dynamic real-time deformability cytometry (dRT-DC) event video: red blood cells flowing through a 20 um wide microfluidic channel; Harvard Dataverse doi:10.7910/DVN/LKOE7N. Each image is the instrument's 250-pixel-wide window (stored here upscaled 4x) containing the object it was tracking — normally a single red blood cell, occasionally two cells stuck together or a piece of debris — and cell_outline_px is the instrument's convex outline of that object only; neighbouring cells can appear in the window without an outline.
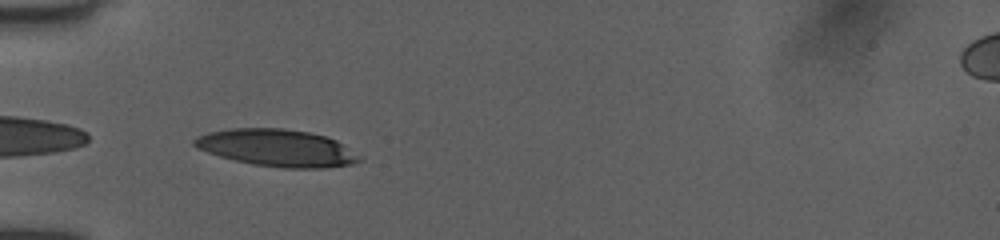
{"species": "human", "species_latin": "Homo sapiens", "temperature_condition": "room temperature", "stored_images_in_passage": 34, "camera_frame_rate_fps": 3000, "um_per_image_px": 0.085, "donor": {"sex": "female"}, "frame": {"image": 1, "passage_image": 1, "time_ms": 0.0, "image_size_px": [1000, 240], "cell_outline_px": [[360, 160], [352, 164], [324, 168], [284, 168], [256, 164], [236, 160], [220, 156], [196, 148], [192, 144], [192, 140], [196, 136], [208, 132], [232, 128], [284, 128], [308, 132], [324, 136], [336, 140], [356, 156]], "centroid_in_image_um": [23.46, 12.56], "position_along_channel_um": 61.5, "area_um2": 35.14}}
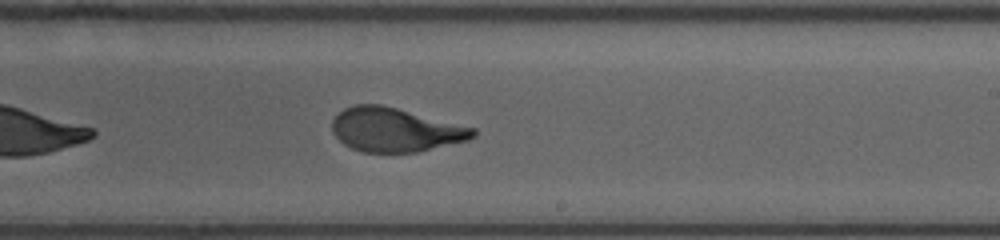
{"frame": {"image": 2, "passage_image": 16, "time_ms": 5.0, "image_size_px": [1000, 240], "cell_outline_px": [[476, 136], [468, 140], [416, 152], [364, 152], [352, 148], [344, 144], [332, 132], [332, 120], [344, 108], [352, 104], [380, 104], [476, 128]], "centroid_in_image_um": [33.58, 11.03], "position_along_channel_um": 255.4, "area_um2": 35.84}}
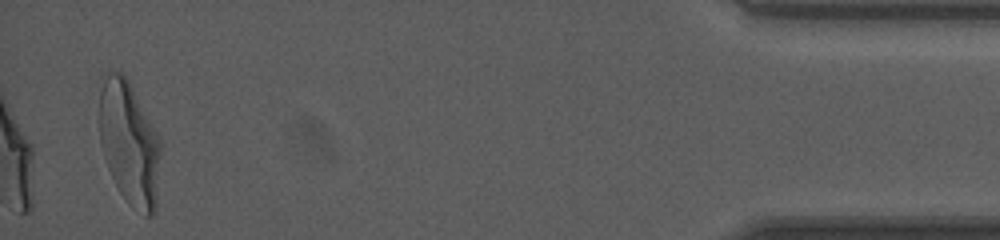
{"frame": {"image": 3, "passage_image": 34, "time_ms": 11.0, "image_size_px": [1000, 240], "cell_outline_px": [[160, 152], [156, 208], [152, 216], [144, 216], [128, 204], [120, 192], [108, 168], [100, 144], [96, 84], [112, 72], [124, 72], [160, 140]], "centroid_in_image_um": [10.93, 12.13], "position_along_channel_um": 424.3, "area_um2": 44.62}, "authors_computed_cell_mechanics": {"area_um2": 36.7897, "velocity_mm_per_s": 4.0327, "shape_relaxation_time_tau1_ms": 4.0102, "shape_relaxation_time_tau2_ms": 0.7076, "deformation_change_tau1": 0.1948, "deformation_change_tau2": 0.069}}